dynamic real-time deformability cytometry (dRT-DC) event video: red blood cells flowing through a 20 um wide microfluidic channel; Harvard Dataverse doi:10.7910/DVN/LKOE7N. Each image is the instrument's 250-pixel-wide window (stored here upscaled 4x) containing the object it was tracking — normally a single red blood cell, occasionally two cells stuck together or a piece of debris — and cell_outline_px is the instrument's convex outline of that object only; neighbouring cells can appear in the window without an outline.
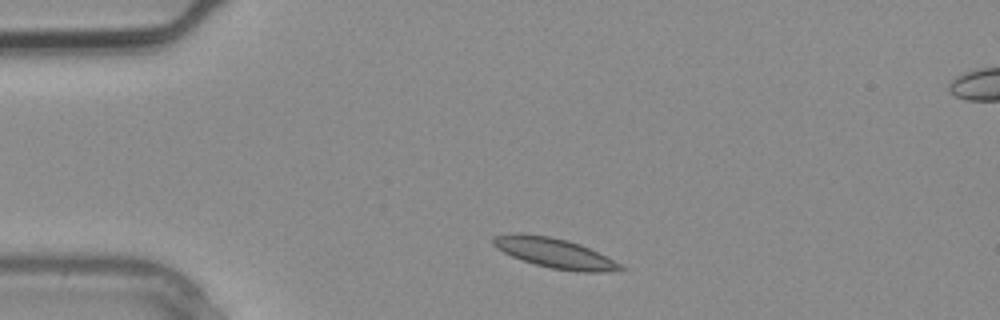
{"species": "common noctule bat (a hibernating species)", "species_latin": "Nyctalus noctula", "temperature_condition": "warm", "stored_images_in_passage": 2, "camera_frame_rate_fps": 3000, "um_per_image_px": 0.085, "animal": {"sex": "male", "body_mass_g": 20.4}, "frame": {"image": 1, "passage_image": 1, "time_ms": 0.0, "image_size_px": [1000, 320], "cell_outline_px": [[624, 268], [608, 272], [576, 272], [552, 268], [536, 264], [512, 256], [496, 248], [492, 244], [492, 240], [496, 236], [512, 232], [520, 232], [548, 236], [568, 240], [580, 244], [620, 264]], "centroid_in_image_um": [47.08, 21.49], "position_along_channel_um": 37.9, "area_um2": 21.85}}